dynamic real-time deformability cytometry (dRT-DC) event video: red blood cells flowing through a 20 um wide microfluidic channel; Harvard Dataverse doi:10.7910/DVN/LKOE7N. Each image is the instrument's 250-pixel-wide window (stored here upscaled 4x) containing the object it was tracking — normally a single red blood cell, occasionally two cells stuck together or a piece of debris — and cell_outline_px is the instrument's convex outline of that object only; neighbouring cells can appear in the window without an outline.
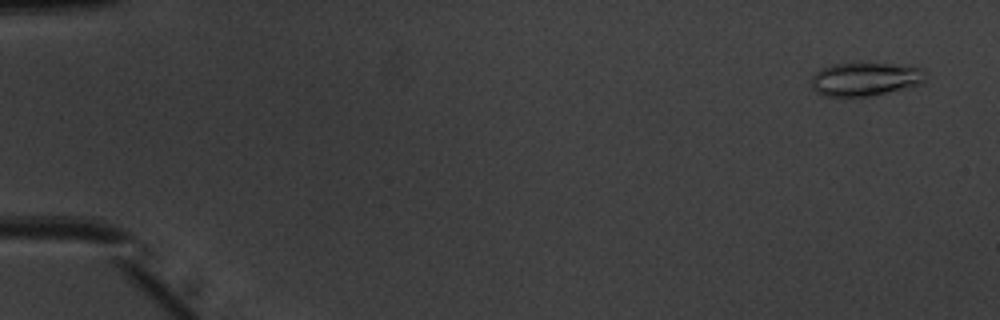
{"species": "common noctule bat (a hibernating species)", "species_latin": "Nyctalus noctula", "temperature_condition": "warm", "stored_images_in_passage": 52, "camera_frame_rate_fps": 3000, "um_per_image_px": 0.085, "animal": {"sex": "male", "body_mass_g": 20.1, "forearm_length_mm": 53.5}, "frame": {"image": 1, "passage_image": 3, "time_ms": 0.667, "image_size_px": [1000, 320], "cell_outline_px": [[928, 76], [920, 84], [868, 96], [824, 96], [816, 92], [812, 88], [812, 76], [820, 68], [832, 64], [868, 60], [924, 68], [928, 72]], "centroid_in_image_um": [73.56, 6.66], "position_along_channel_um": 11.4, "area_um2": 23.06}}
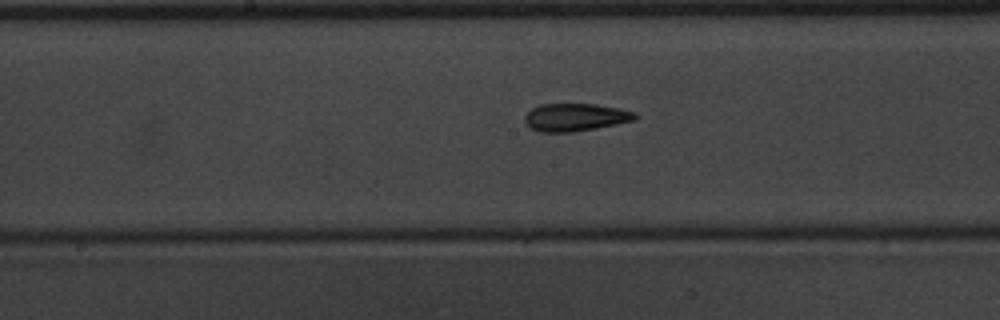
{"frame": {"image": 2, "passage_image": 28, "time_ms": 9.0, "image_size_px": [1000, 320], "cell_outline_px": [[636, 120], [596, 128], [572, 132], [540, 132], [528, 128], [524, 120], [524, 116], [532, 108], [540, 104], [596, 104], [620, 108], [636, 112]], "centroid_in_image_um": [48.88, 9.97], "position_along_channel_um": 199.3, "area_um2": 17.98}}
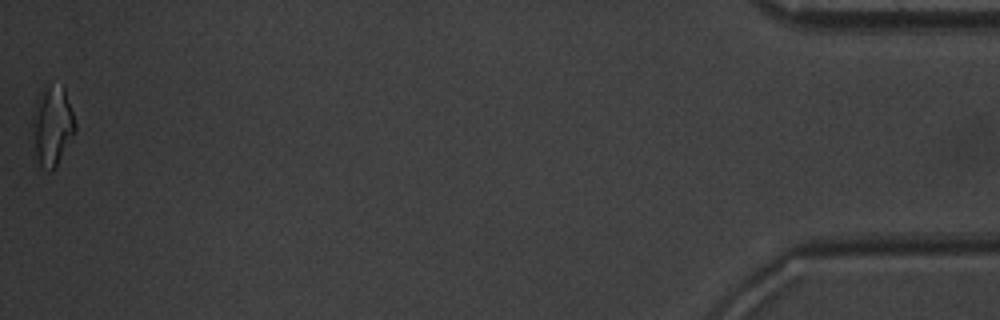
{"frame": {"image": 3, "passage_image": 52, "time_ms": 17.0, "image_size_px": [1000, 320], "cell_outline_px": [[76, 128], [56, 168], [52, 172], [40, 164], [36, 156], [32, 124], [32, 116], [36, 100], [40, 92], [48, 88], [64, 88], [76, 124]], "centroid_in_image_um": [4.44, 10.75], "position_along_channel_um": 430.8, "area_um2": 19.07}, "authors_computed_cell_mechanics": {"area_um2": 18.0914, "velocity_mm_per_s": 3.9906, "shape_relaxation_time_tau1_ms": 5.8012, "shape_relaxation_time_tau2_ms": 4.3587, "deformation_change_tau1": 0.1814, "deformation_change_tau2": 0.1384}}